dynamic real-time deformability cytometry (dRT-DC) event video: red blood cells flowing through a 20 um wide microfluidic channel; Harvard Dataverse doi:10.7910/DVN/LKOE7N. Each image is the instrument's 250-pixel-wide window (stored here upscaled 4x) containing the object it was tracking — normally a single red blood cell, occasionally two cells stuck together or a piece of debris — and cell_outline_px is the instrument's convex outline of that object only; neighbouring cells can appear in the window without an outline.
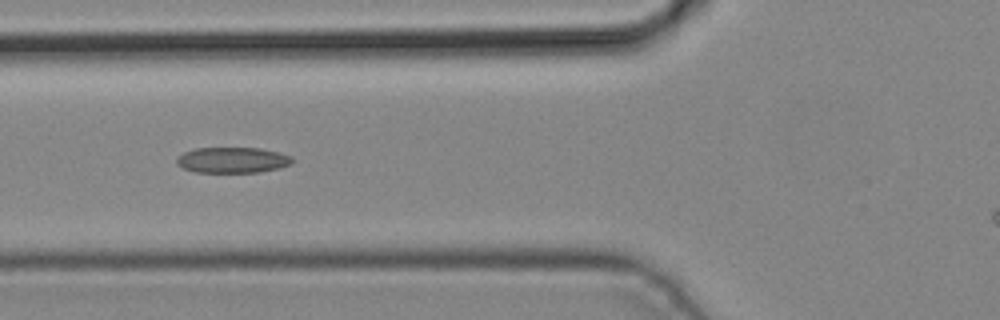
{"species": "common noctule bat (a hibernating species)", "species_latin": "Nyctalus noctula", "temperature_condition": "cold", "stored_images_in_passage": 5, "camera_frame_rate_fps": 3000, "um_per_image_px": 0.085, "animal": {"sex": "male", "body_mass_g": 19.2, "forearm_length_mm": 51.8}, "frame": {"image": 1, "passage_image": 5, "time_ms": 1.333, "image_size_px": [1000, 320], "cell_outline_px": [[292, 164], [280, 168], [260, 172], [196, 172], [184, 168], [176, 164], [176, 160], [184, 152], [196, 148], [260, 148], [280, 152], [292, 156]], "centroid_in_image_um": [19.8, 13.6], "position_along_channel_um": 106.0, "area_um2": 17.34}}